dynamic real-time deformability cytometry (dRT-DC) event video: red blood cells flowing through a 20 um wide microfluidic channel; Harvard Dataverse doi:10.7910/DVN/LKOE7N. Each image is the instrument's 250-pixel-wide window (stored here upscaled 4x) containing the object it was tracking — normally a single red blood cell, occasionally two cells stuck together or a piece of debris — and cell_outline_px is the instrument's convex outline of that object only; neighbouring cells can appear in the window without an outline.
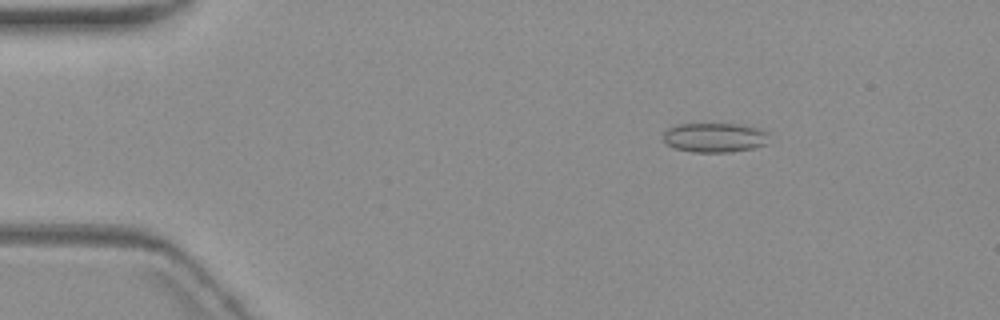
{"species": "common noctule bat (a hibernating species)", "species_latin": "Nyctalus noctula", "temperature_condition": "warm", "stored_images_in_passage": 7, "camera_frame_rate_fps": 3000, "um_per_image_px": 0.085, "animal": {"sex": "female", "body_mass_g": 19.3, "forearm_length_mm": 54.1}, "frame": {"image": 1, "passage_image": 3, "time_ms": 2.667, "image_size_px": [1000, 320], "cell_outline_px": [[768, 132], [764, 144], [752, 148], [732, 152], [692, 152], [676, 148], [668, 144], [664, 140], [664, 132], [668, 128], [676, 124], [736, 124], [760, 128]], "centroid_in_image_um": [60.73, 11.68], "position_along_channel_um": 24.3, "area_um2": 17.98}}
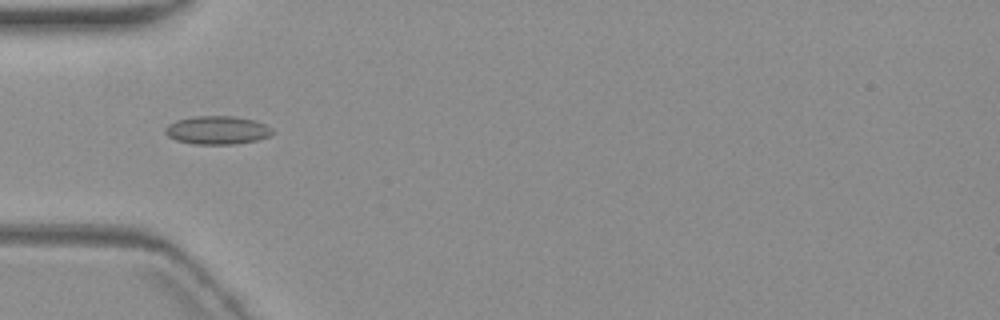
{"frame": {"image": 2, "passage_image": 6, "time_ms": 6.0, "image_size_px": [1000, 320], "cell_outline_px": [[276, 132], [268, 136], [256, 140], [236, 144], [192, 144], [176, 140], [168, 136], [164, 132], [164, 128], [168, 124], [176, 120], [196, 116], [232, 116], [256, 120], [272, 128]], "centroid_in_image_um": [18.46, 11.06], "position_along_channel_um": 66.5, "area_um2": 17.8}}
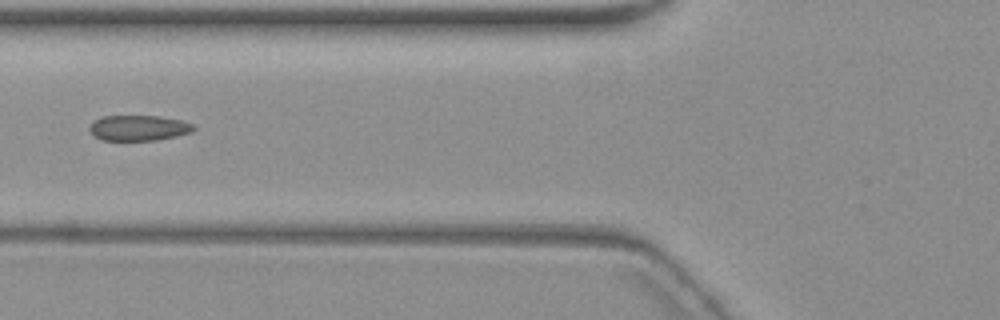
{"frame": {"image": 3, "passage_image": 7, "time_ms": 7.333, "image_size_px": [1000, 320], "cell_outline_px": [[196, 128], [192, 132], [176, 136], [156, 140], [100, 140], [92, 136], [88, 128], [96, 120], [104, 116], [156, 116], [180, 120], [192, 124]], "centroid_in_image_um": [11.76, 10.88], "position_along_channel_um": 114.0, "area_um2": 15.37}}